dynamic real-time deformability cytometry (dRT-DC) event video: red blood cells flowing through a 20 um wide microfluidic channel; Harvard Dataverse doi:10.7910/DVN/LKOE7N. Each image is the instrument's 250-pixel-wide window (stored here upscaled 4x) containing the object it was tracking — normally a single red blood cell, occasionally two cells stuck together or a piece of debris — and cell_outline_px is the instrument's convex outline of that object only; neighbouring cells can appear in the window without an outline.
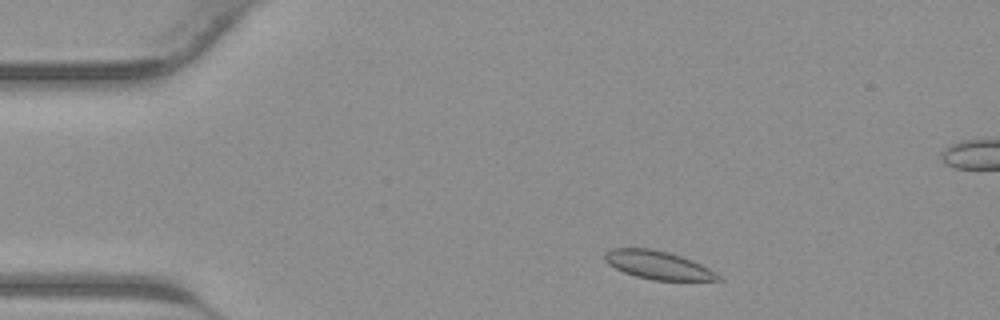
{"species": "common noctule bat (a hibernating species)", "species_latin": "Nyctalus noctula", "temperature_condition": "warm", "stored_images_in_passage": 34, "camera_frame_rate_fps": 3000, "um_per_image_px": 0.085, "animal": {"sex": "male", "body_mass_g": 23.1, "forearm_length_mm": 52.7}, "frame": {"image": 1, "passage_image": 3, "time_ms": 0.667, "image_size_px": [1000, 320], "cell_outline_px": [[724, 280], [652, 280], [636, 276], [624, 272], [608, 264], [604, 260], [604, 252], [612, 248], [652, 248], [668, 252], [692, 260], [716, 272]], "centroid_in_image_um": [55.91, 22.52], "position_along_channel_um": 29.1, "area_um2": 18.61}}
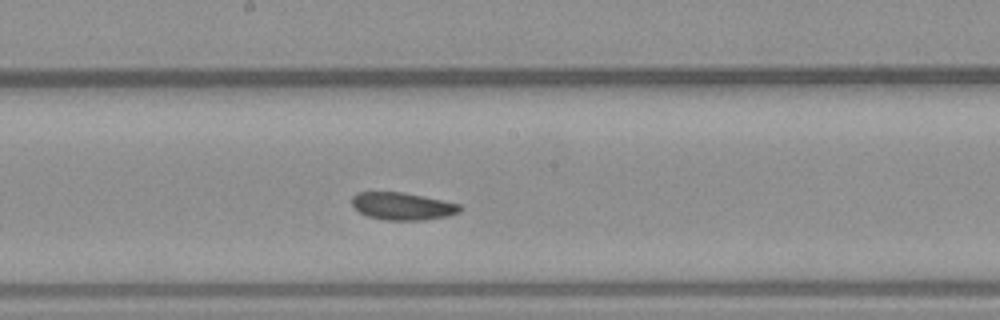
{"frame": {"image": 2, "passage_image": 18, "time_ms": 5.667, "image_size_px": [1000, 320], "cell_outline_px": [[464, 208], [460, 212], [448, 216], [420, 220], [384, 220], [368, 216], [360, 212], [352, 204], [352, 196], [356, 192], [404, 192], [460, 204]], "centroid_in_image_um": [34.23, 17.52], "position_along_channel_um": 214.0, "area_um2": 17.28}}
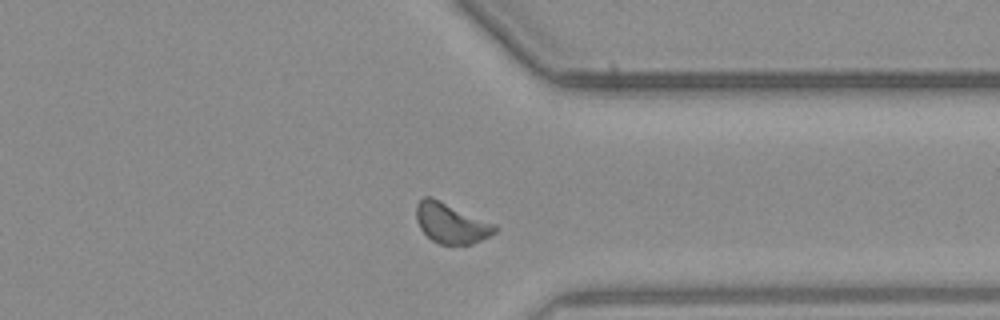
{"frame": {"image": 3, "passage_image": 28, "time_ms": 9.0, "image_size_px": [1000, 320], "cell_outline_px": [[500, 228], [496, 232], [472, 244], [440, 244], [432, 240], [420, 228], [416, 220], [416, 204], [424, 196], [432, 196], [496, 224]], "centroid_in_image_um": [38.35, 18.94], "position_along_channel_um": 373.0, "area_um2": 18.55}}